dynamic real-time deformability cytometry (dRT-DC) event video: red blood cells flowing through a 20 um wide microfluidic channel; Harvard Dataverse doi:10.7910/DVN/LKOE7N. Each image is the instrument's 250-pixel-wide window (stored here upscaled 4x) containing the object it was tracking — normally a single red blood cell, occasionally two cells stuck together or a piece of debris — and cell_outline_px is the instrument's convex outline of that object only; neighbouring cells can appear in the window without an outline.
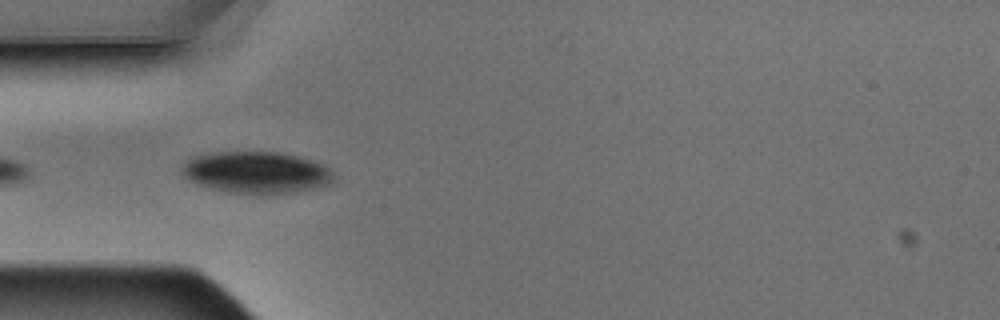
{"species": "Egyptian fruit bat (a non-hibernating species)", "species_latin": "Rousettus aegyptiacus", "temperature_condition": "warm", "stored_images_in_passage": 13, "camera_frame_rate_fps": 3000, "um_per_image_px": 0.085, "animal": {"sex": "male"}, "frame": {"image": 1, "passage_image": 4, "time_ms": 1.0, "image_size_px": [1000, 320], "cell_outline_px": [[336, 180], [328, 184], [316, 188], [296, 192], [224, 192], [208, 188], [196, 184], [188, 180], [180, 172], [180, 168], [188, 160], [196, 156], [212, 152], [280, 152], [316, 160], [332, 168], [336, 176]], "centroid_in_image_um": [21.84, 14.64], "position_along_channel_um": 63.2, "area_um2": 37.17}}
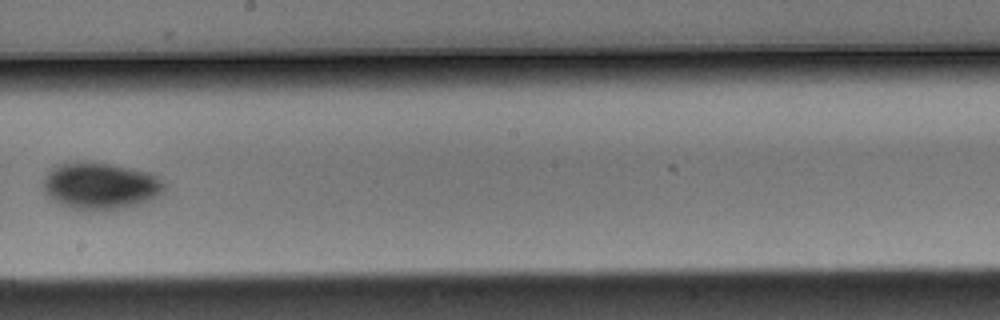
{"frame": {"image": 2, "passage_image": 8, "time_ms": 2.333, "image_size_px": [1000, 320], "cell_outline_px": [[168, 184], [164, 192], [152, 200], [120, 208], [72, 208], [60, 204], [52, 200], [40, 188], [44, 176], [56, 164], [116, 164], [152, 172], [160, 176]], "centroid_in_image_um": [8.6, 15.78], "position_along_channel_um": 239.6, "area_um2": 32.83}}
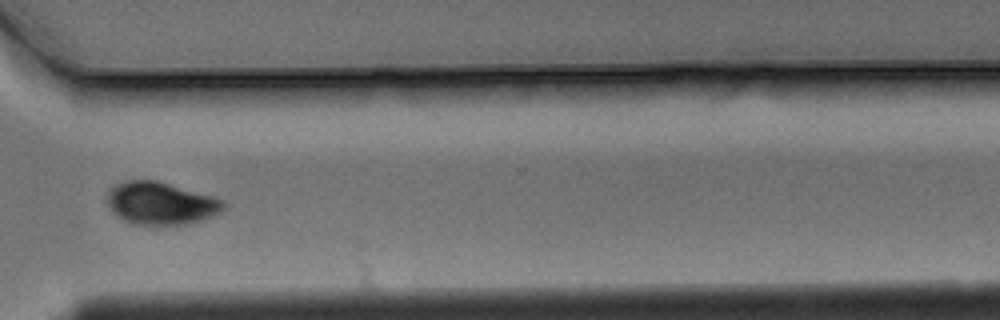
{"frame": {"image": 3, "passage_image": 11, "time_ms": 3.333, "image_size_px": [1000, 320], "cell_outline_px": [[228, 204], [220, 212], [212, 216], [188, 224], [132, 224], [116, 216], [108, 204], [108, 192], [116, 184], [124, 180], [156, 180], [212, 196], [224, 200]], "centroid_in_image_um": [13.68, 17.27], "position_along_channel_um": 356.9, "area_um2": 28.67}}